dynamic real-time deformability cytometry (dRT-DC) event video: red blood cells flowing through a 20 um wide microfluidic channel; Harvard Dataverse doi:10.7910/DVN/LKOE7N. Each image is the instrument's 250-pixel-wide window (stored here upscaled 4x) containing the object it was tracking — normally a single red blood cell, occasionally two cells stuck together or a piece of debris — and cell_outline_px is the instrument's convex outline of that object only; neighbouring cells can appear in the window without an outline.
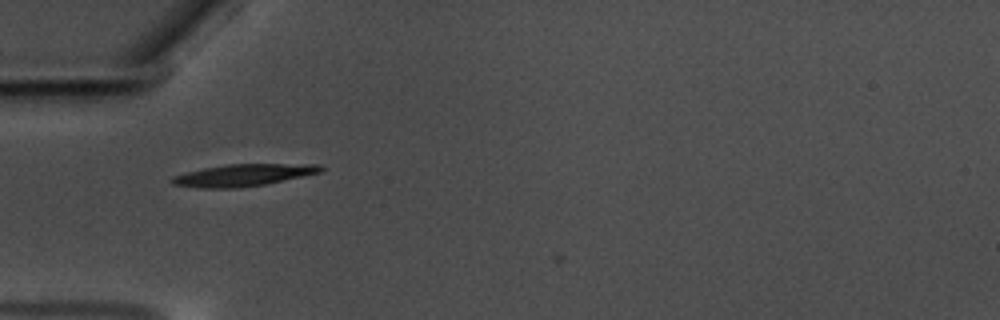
{"species": "common noctule bat (a hibernating species)", "species_latin": "Nyctalus noctula", "temperature_condition": "warm", "stored_images_in_passage": 4, "camera_frame_rate_fps": 3000, "um_per_image_px": 0.085, "animal": {"sex": "male", "body_mass_g": 17.5, "forearm_length_mm": 52.3}, "frame": {"image": 1, "passage_image": 1, "time_ms": 0.0, "image_size_px": [1000, 320], "cell_outline_px": [[324, 172], [264, 184], [240, 188], [204, 188], [172, 184], [168, 180], [172, 176], [204, 168], [228, 164], [320, 164], [324, 168]], "centroid_in_image_um": [20.71, 14.88], "position_along_channel_um": 64.3, "area_um2": 19.07}}